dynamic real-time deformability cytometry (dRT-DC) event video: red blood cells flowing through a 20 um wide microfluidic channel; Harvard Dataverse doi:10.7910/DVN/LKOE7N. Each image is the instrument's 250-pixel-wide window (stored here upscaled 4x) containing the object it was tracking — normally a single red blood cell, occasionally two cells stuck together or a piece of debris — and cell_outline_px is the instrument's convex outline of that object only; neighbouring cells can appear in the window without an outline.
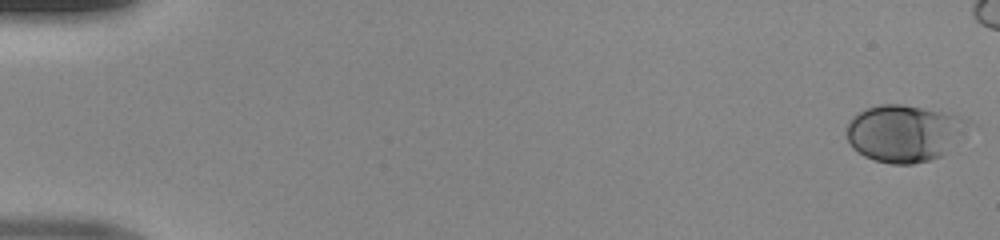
{"species": "human", "species_latin": "Homo sapiens", "temperature_condition": "room temperature", "stored_images_in_passage": 44, "camera_frame_rate_fps": 3000, "um_per_image_px": 0.085, "donor": {"sex": "male"}, "frame": {"image": 1, "passage_image": 1, "time_ms": 0.0, "image_size_px": [1000, 240], "cell_outline_px": [[956, 116], [944, 152], [940, 156], [928, 160], [912, 164], [892, 164], [876, 160], [864, 156], [852, 148], [848, 140], [848, 124], [860, 112], [868, 108], [880, 104], [900, 104], [920, 108]], "centroid_in_image_um": [76.51, 11.35], "position_along_channel_um": 8.5, "area_um2": 36.7}}
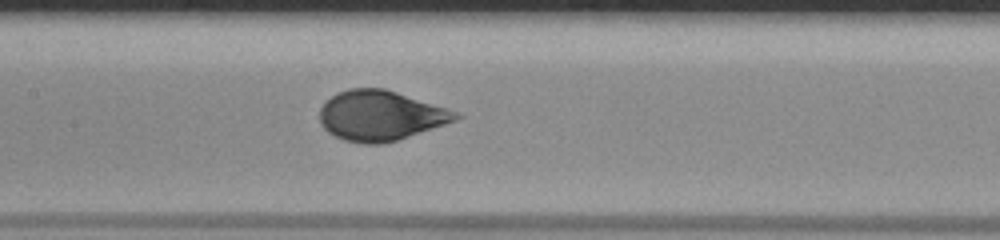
{"frame": {"image": 2, "passage_image": 25, "time_ms": 8.0, "image_size_px": [1000, 240], "cell_outline_px": [[464, 116], [456, 120], [384, 144], [364, 144], [344, 140], [328, 132], [320, 124], [320, 108], [336, 92], [348, 88], [384, 88], [448, 108]], "centroid_in_image_um": [32.32, 9.82], "position_along_channel_um": 175.1, "area_um2": 39.42}}
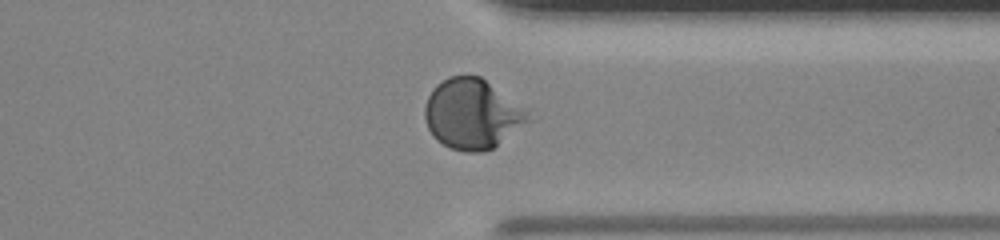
{"frame": {"image": 3, "passage_image": 39, "time_ms": 12.667, "image_size_px": [1000, 240], "cell_outline_px": [[540, 116], [492, 148], [484, 152], [464, 152], [452, 148], [436, 140], [432, 136], [428, 128], [424, 116], [424, 108], [428, 96], [432, 88], [436, 84], [448, 76], [480, 76], [532, 108]], "centroid_in_image_um": [40.28, 9.67], "position_along_channel_um": 371.1, "area_um2": 43.75}}